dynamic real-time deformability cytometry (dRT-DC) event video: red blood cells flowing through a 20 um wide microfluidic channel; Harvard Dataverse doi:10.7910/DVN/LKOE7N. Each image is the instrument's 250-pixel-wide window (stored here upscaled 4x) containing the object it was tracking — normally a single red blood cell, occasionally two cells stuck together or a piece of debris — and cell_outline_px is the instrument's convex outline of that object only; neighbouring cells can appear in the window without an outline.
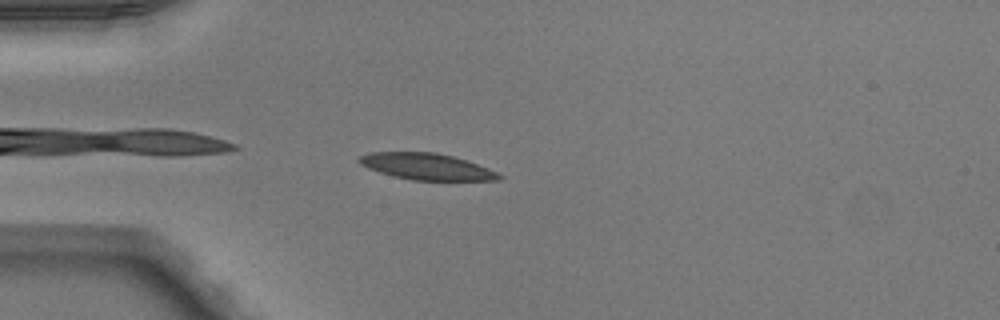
{"species": "Egyptian fruit bat (a non-hibernating species)", "species_latin": "Rousettus aegyptiacus", "temperature_condition": "warm", "stored_images_in_passage": 33, "camera_frame_rate_fps": 3000, "um_per_image_px": 0.085, "animal": {"sex": "male"}, "frame": {"image": 1, "passage_image": 2, "time_ms": 0.333, "image_size_px": [1000, 320], "cell_outline_px": [[504, 176], [500, 180], [412, 180], [392, 176], [368, 168], [360, 164], [356, 160], [360, 156], [368, 152], [436, 152], [468, 160], [488, 168]], "centroid_in_image_um": [36.25, 14.15], "position_along_channel_um": 48.7, "area_um2": 21.62}}
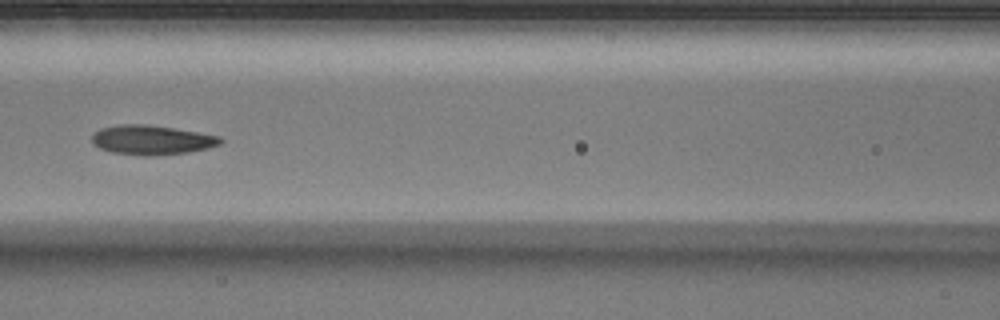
{"frame": {"image": 2, "passage_image": 11, "time_ms": 3.333, "image_size_px": [1000, 320], "cell_outline_px": [[224, 140], [220, 144], [208, 148], [188, 152], [148, 156], [140, 156], [112, 152], [100, 148], [92, 140], [92, 136], [100, 128], [120, 124], [148, 124], [220, 136]], "centroid_in_image_um": [12.91, 11.89], "position_along_channel_um": 153.7, "area_um2": 21.91}}
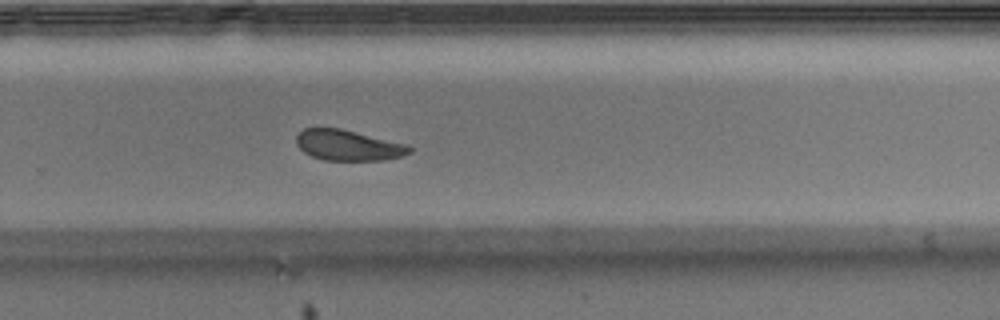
{"frame": {"image": 3, "passage_image": 22, "time_ms": 7.0, "image_size_px": [1000, 320], "cell_outline_px": [[412, 152], [400, 156], [384, 160], [324, 160], [312, 156], [304, 152], [296, 144], [296, 136], [304, 128], [340, 128], [408, 144], [412, 148]], "centroid_in_image_um": [29.6, 12.34], "position_along_channel_um": 300.2, "area_um2": 20.17}, "authors_computed_cell_mechanics": {"area_um2": 21.7328, "velocity_mm_per_s": 4.0091, "shape_relaxation_time_tau1_ms": 2.0923, "shape_relaxation_time_tau2_ms": 1.0865, "deformation_change_tau1": 0.109, "deformation_change_tau2": 0.0694}}